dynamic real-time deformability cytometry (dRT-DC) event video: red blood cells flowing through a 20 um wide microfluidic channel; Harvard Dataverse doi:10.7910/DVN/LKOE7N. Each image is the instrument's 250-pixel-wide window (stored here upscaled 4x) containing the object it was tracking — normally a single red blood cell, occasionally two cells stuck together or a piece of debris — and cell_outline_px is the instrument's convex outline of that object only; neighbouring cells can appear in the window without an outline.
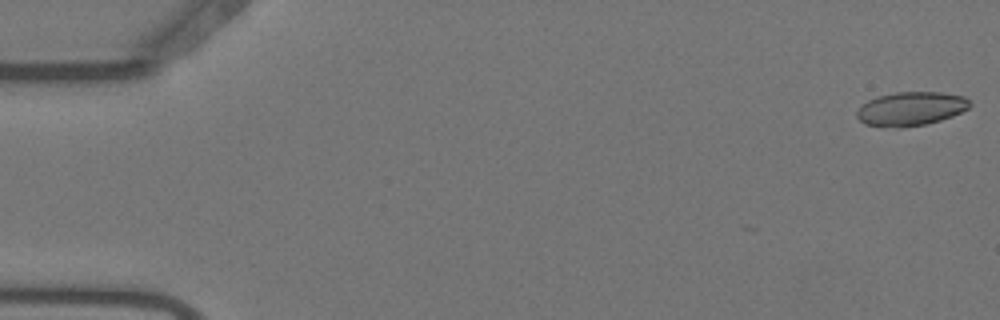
{"species": "Egyptian fruit bat (a non-hibernating species)", "species_latin": "Rousettus aegyptiacus", "temperature_condition": "warm", "stored_images_in_passage": 14, "camera_frame_rate_fps": 3000, "um_per_image_px": 0.085, "animal": {"sex": "female"}, "frame": {"image": 1, "passage_image": 1, "time_ms": 0.0, "image_size_px": [1000, 320], "cell_outline_px": [[972, 104], [968, 108], [952, 116], [940, 120], [924, 124], [900, 128], [864, 124], [856, 116], [856, 112], [868, 100], [880, 96], [896, 92], [940, 92], [964, 96]], "centroid_in_image_um": [77.43, 9.24], "position_along_channel_um": 7.6, "area_um2": 22.02}}